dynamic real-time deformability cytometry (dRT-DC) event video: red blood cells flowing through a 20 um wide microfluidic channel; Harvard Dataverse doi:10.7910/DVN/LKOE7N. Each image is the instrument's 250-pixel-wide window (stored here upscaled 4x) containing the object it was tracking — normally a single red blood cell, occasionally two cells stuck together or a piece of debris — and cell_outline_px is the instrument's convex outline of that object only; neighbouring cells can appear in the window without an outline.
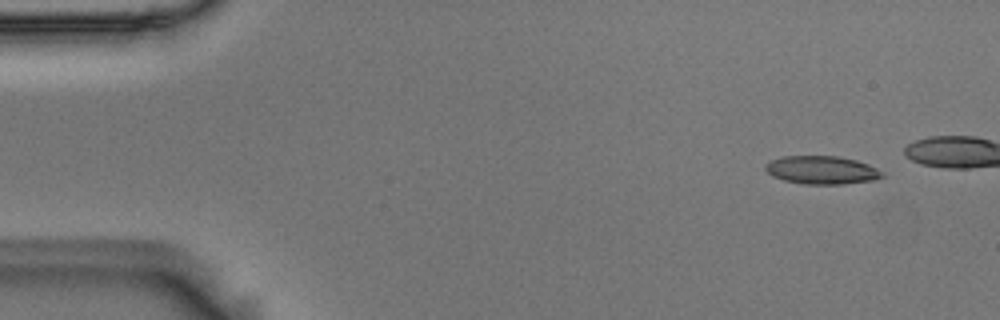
{"species": "Egyptian fruit bat (a non-hibernating species)", "species_latin": "Rousettus aegyptiacus", "temperature_condition": "room temperature", "stored_images_in_passage": 4, "camera_frame_rate_fps": 3000, "um_per_image_px": 0.085, "animal": {"sex": "male"}, "frame": {"image": 1, "passage_image": 1, "time_ms": 0.0, "image_size_px": [1000, 320], "cell_outline_px": [[884, 176], [872, 180], [844, 184], [804, 184], [784, 180], [772, 176], [764, 168], [764, 164], [772, 160], [784, 156], [836, 156], [856, 160], [868, 164], [884, 172]], "centroid_in_image_um": [69.84, 14.45], "position_along_channel_um": 15.2, "area_um2": 19.13}}